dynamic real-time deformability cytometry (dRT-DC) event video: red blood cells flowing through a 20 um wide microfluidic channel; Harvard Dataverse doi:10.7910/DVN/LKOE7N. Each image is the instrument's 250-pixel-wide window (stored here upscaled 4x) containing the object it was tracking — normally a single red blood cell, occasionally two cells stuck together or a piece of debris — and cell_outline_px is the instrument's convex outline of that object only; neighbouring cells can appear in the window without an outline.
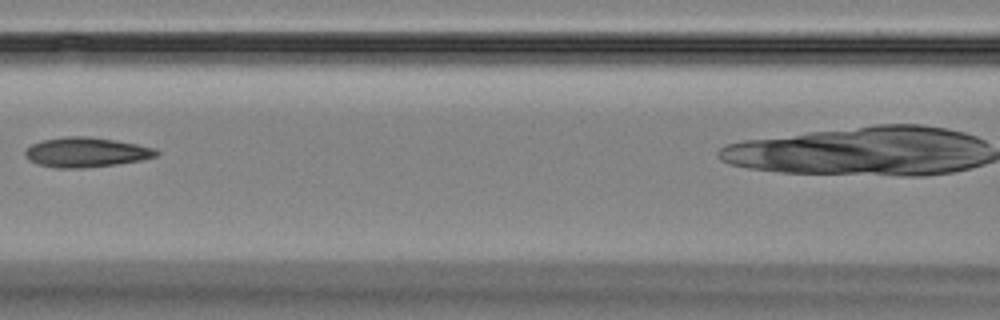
{"species": "Egyptian fruit bat (a non-hibernating species)", "species_latin": "Rousettus aegyptiacus", "temperature_condition": "room temperature", "stored_images_in_passage": 5, "camera_frame_rate_fps": 3000, "um_per_image_px": 0.085, "animal": {"sex": "female"}, "frame": {"image": 1, "passage_image": 3, "time_ms": 2.333, "image_size_px": [1000, 320], "cell_outline_px": [[160, 152], [156, 156], [140, 160], [116, 164], [84, 168], [56, 168], [36, 164], [28, 160], [24, 156], [24, 148], [40, 140], [64, 136], [88, 136], [116, 140], [156, 148]], "centroid_in_image_um": [7.26, 12.94], "position_along_channel_um": 159.3, "area_um2": 23.06}}
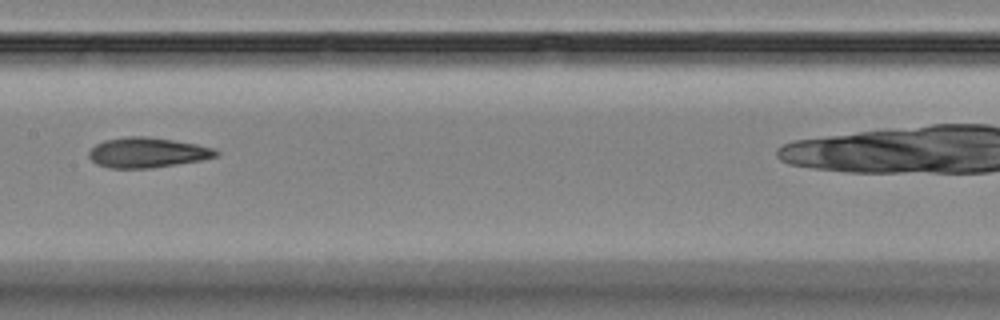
{"frame": {"image": 2, "passage_image": 4, "time_ms": 3.333, "image_size_px": [1000, 320], "cell_outline_px": [[220, 156], [200, 160], [152, 168], [108, 168], [96, 164], [88, 156], [88, 152], [96, 144], [104, 140], [128, 136], [148, 136], [196, 144], [212, 148], [220, 152]], "centroid_in_image_um": [12.51, 12.97], "position_along_channel_um": 194.9, "area_um2": 22.31}}